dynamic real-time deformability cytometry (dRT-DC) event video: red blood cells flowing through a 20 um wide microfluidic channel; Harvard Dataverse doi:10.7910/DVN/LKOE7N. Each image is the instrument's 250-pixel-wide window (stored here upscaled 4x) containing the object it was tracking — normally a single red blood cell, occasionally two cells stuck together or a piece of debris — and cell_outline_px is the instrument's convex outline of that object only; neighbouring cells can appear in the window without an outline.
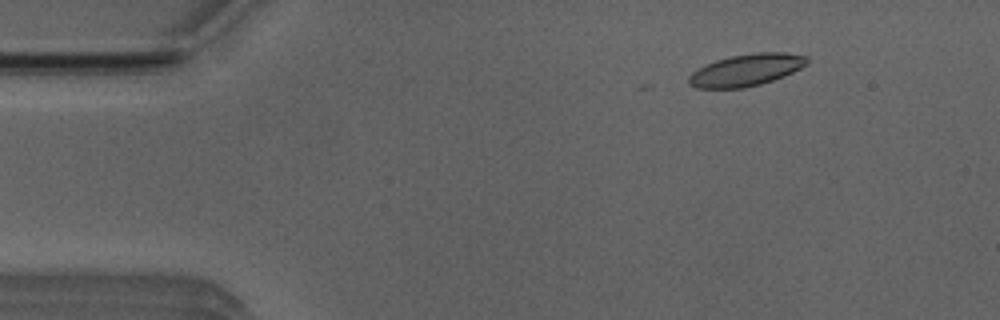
{"species": "Egyptian fruit bat (a non-hibernating species)", "species_latin": "Rousettus aegyptiacus", "temperature_condition": "room temperature", "stored_images_in_passage": 11, "camera_frame_rate_fps": 3000, "um_per_image_px": 0.085, "animal": {"sex": "male"}, "frame": {"image": 1, "passage_image": 7, "time_ms": 2.0, "image_size_px": [1000, 320], "cell_outline_px": [[808, 64], [784, 76], [760, 84], [744, 88], [696, 88], [688, 84], [688, 76], [692, 72], [704, 64], [716, 60], [732, 56], [752, 52], [784, 52], [808, 56]], "centroid_in_image_um": [63.42, 5.94], "position_along_channel_um": 21.6, "area_um2": 22.14}}